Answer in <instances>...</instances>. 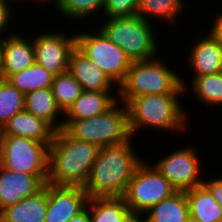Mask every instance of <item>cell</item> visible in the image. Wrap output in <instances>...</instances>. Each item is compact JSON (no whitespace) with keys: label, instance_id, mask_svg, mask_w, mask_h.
<instances>
[{"label":"cell","instance_id":"1","mask_svg":"<svg viewBox=\"0 0 222 222\" xmlns=\"http://www.w3.org/2000/svg\"><path fill=\"white\" fill-rule=\"evenodd\" d=\"M133 138L99 149L89 178L83 186L89 198L123 196L137 167L144 160L137 156L132 145Z\"/></svg>","mask_w":222,"mask_h":222},{"label":"cell","instance_id":"2","mask_svg":"<svg viewBox=\"0 0 222 222\" xmlns=\"http://www.w3.org/2000/svg\"><path fill=\"white\" fill-rule=\"evenodd\" d=\"M99 147L71 137L63 128L49 145L48 181L56 186H80L87 182Z\"/></svg>","mask_w":222,"mask_h":222},{"label":"cell","instance_id":"3","mask_svg":"<svg viewBox=\"0 0 222 222\" xmlns=\"http://www.w3.org/2000/svg\"><path fill=\"white\" fill-rule=\"evenodd\" d=\"M184 92L185 88L181 85L174 93L134 97L127 104L131 136H136L134 134L145 127L155 128L158 131L161 129L170 132H187L186 121L189 120L187 118L189 115L186 114L187 110H183L180 99H178Z\"/></svg>","mask_w":222,"mask_h":222},{"label":"cell","instance_id":"4","mask_svg":"<svg viewBox=\"0 0 222 222\" xmlns=\"http://www.w3.org/2000/svg\"><path fill=\"white\" fill-rule=\"evenodd\" d=\"M157 58L132 62L126 78L118 86V101L127 105L134 97L174 93L181 85L188 90L181 75Z\"/></svg>","mask_w":222,"mask_h":222},{"label":"cell","instance_id":"5","mask_svg":"<svg viewBox=\"0 0 222 222\" xmlns=\"http://www.w3.org/2000/svg\"><path fill=\"white\" fill-rule=\"evenodd\" d=\"M61 121L63 129L71 137L95 144L99 148L122 144L132 137L129 131L128 107L120 101L101 115Z\"/></svg>","mask_w":222,"mask_h":222},{"label":"cell","instance_id":"6","mask_svg":"<svg viewBox=\"0 0 222 222\" xmlns=\"http://www.w3.org/2000/svg\"><path fill=\"white\" fill-rule=\"evenodd\" d=\"M100 30L123 49L132 62L156 58L159 50L152 24L138 15L105 19ZM156 54V55H155Z\"/></svg>","mask_w":222,"mask_h":222},{"label":"cell","instance_id":"7","mask_svg":"<svg viewBox=\"0 0 222 222\" xmlns=\"http://www.w3.org/2000/svg\"><path fill=\"white\" fill-rule=\"evenodd\" d=\"M76 33V47L96 64L118 86L126 78L132 61L125 51L112 43L100 30Z\"/></svg>","mask_w":222,"mask_h":222},{"label":"cell","instance_id":"8","mask_svg":"<svg viewBox=\"0 0 222 222\" xmlns=\"http://www.w3.org/2000/svg\"><path fill=\"white\" fill-rule=\"evenodd\" d=\"M32 138L5 135L1 166L48 181L49 145Z\"/></svg>","mask_w":222,"mask_h":222},{"label":"cell","instance_id":"9","mask_svg":"<svg viewBox=\"0 0 222 222\" xmlns=\"http://www.w3.org/2000/svg\"><path fill=\"white\" fill-rule=\"evenodd\" d=\"M177 190L148 161H143L128 183L123 198L131 213L144 214Z\"/></svg>","mask_w":222,"mask_h":222},{"label":"cell","instance_id":"10","mask_svg":"<svg viewBox=\"0 0 222 222\" xmlns=\"http://www.w3.org/2000/svg\"><path fill=\"white\" fill-rule=\"evenodd\" d=\"M200 158L196 149L185 146L159 159L153 166L177 191L193 189L203 183Z\"/></svg>","mask_w":222,"mask_h":222},{"label":"cell","instance_id":"11","mask_svg":"<svg viewBox=\"0 0 222 222\" xmlns=\"http://www.w3.org/2000/svg\"><path fill=\"white\" fill-rule=\"evenodd\" d=\"M52 32L43 31L42 34L34 36L35 62L57 76L68 71L69 56L76 47V34L69 37L61 31Z\"/></svg>","mask_w":222,"mask_h":222},{"label":"cell","instance_id":"12","mask_svg":"<svg viewBox=\"0 0 222 222\" xmlns=\"http://www.w3.org/2000/svg\"><path fill=\"white\" fill-rule=\"evenodd\" d=\"M88 200V194L83 187L48 183L45 222H67L86 208Z\"/></svg>","mask_w":222,"mask_h":222},{"label":"cell","instance_id":"13","mask_svg":"<svg viewBox=\"0 0 222 222\" xmlns=\"http://www.w3.org/2000/svg\"><path fill=\"white\" fill-rule=\"evenodd\" d=\"M44 186L37 176L11 171L0 165V211L34 195Z\"/></svg>","mask_w":222,"mask_h":222},{"label":"cell","instance_id":"14","mask_svg":"<svg viewBox=\"0 0 222 222\" xmlns=\"http://www.w3.org/2000/svg\"><path fill=\"white\" fill-rule=\"evenodd\" d=\"M26 40L24 35L11 32L3 38V58L1 78L7 79L11 74L21 72L35 63L34 43Z\"/></svg>","mask_w":222,"mask_h":222},{"label":"cell","instance_id":"15","mask_svg":"<svg viewBox=\"0 0 222 222\" xmlns=\"http://www.w3.org/2000/svg\"><path fill=\"white\" fill-rule=\"evenodd\" d=\"M68 71L86 91H114L112 80L83 52L75 47L69 56ZM113 88V89H112Z\"/></svg>","mask_w":222,"mask_h":222},{"label":"cell","instance_id":"16","mask_svg":"<svg viewBox=\"0 0 222 222\" xmlns=\"http://www.w3.org/2000/svg\"><path fill=\"white\" fill-rule=\"evenodd\" d=\"M189 53V67L194 77L222 72V44L209 33L196 38Z\"/></svg>","mask_w":222,"mask_h":222},{"label":"cell","instance_id":"17","mask_svg":"<svg viewBox=\"0 0 222 222\" xmlns=\"http://www.w3.org/2000/svg\"><path fill=\"white\" fill-rule=\"evenodd\" d=\"M48 183L34 195L0 211V222H45Z\"/></svg>","mask_w":222,"mask_h":222},{"label":"cell","instance_id":"18","mask_svg":"<svg viewBox=\"0 0 222 222\" xmlns=\"http://www.w3.org/2000/svg\"><path fill=\"white\" fill-rule=\"evenodd\" d=\"M111 92L83 90L64 113V120L88 119L105 113L118 101V93L113 96Z\"/></svg>","mask_w":222,"mask_h":222},{"label":"cell","instance_id":"19","mask_svg":"<svg viewBox=\"0 0 222 222\" xmlns=\"http://www.w3.org/2000/svg\"><path fill=\"white\" fill-rule=\"evenodd\" d=\"M5 135L32 138L43 143H51L55 130L44 120L25 109L15 114L4 126Z\"/></svg>","mask_w":222,"mask_h":222},{"label":"cell","instance_id":"20","mask_svg":"<svg viewBox=\"0 0 222 222\" xmlns=\"http://www.w3.org/2000/svg\"><path fill=\"white\" fill-rule=\"evenodd\" d=\"M143 217L144 222H188L190 212L185 191H176L153 205Z\"/></svg>","mask_w":222,"mask_h":222},{"label":"cell","instance_id":"21","mask_svg":"<svg viewBox=\"0 0 222 222\" xmlns=\"http://www.w3.org/2000/svg\"><path fill=\"white\" fill-rule=\"evenodd\" d=\"M25 110L47 122L55 131L63 128V122L58 123L57 120L58 115L64 116V113L58 107L51 88H41L25 94Z\"/></svg>","mask_w":222,"mask_h":222},{"label":"cell","instance_id":"22","mask_svg":"<svg viewBox=\"0 0 222 222\" xmlns=\"http://www.w3.org/2000/svg\"><path fill=\"white\" fill-rule=\"evenodd\" d=\"M193 222H222V207L203 185L185 191Z\"/></svg>","mask_w":222,"mask_h":222},{"label":"cell","instance_id":"23","mask_svg":"<svg viewBox=\"0 0 222 222\" xmlns=\"http://www.w3.org/2000/svg\"><path fill=\"white\" fill-rule=\"evenodd\" d=\"M87 207L90 222H123L131 214L122 196L89 198Z\"/></svg>","mask_w":222,"mask_h":222},{"label":"cell","instance_id":"24","mask_svg":"<svg viewBox=\"0 0 222 222\" xmlns=\"http://www.w3.org/2000/svg\"><path fill=\"white\" fill-rule=\"evenodd\" d=\"M53 79L54 75L37 62L21 72L11 74L7 78L23 94L41 88H51Z\"/></svg>","mask_w":222,"mask_h":222},{"label":"cell","instance_id":"25","mask_svg":"<svg viewBox=\"0 0 222 222\" xmlns=\"http://www.w3.org/2000/svg\"><path fill=\"white\" fill-rule=\"evenodd\" d=\"M183 8H186L184 0H140L137 15L149 22L151 17L161 18L175 26L177 15L183 13Z\"/></svg>","mask_w":222,"mask_h":222},{"label":"cell","instance_id":"26","mask_svg":"<svg viewBox=\"0 0 222 222\" xmlns=\"http://www.w3.org/2000/svg\"><path fill=\"white\" fill-rule=\"evenodd\" d=\"M191 89L196 99L206 103L207 107L222 105V72L193 77Z\"/></svg>","mask_w":222,"mask_h":222},{"label":"cell","instance_id":"27","mask_svg":"<svg viewBox=\"0 0 222 222\" xmlns=\"http://www.w3.org/2000/svg\"><path fill=\"white\" fill-rule=\"evenodd\" d=\"M51 89L56 103L63 113L67 111L83 91L81 84L69 71L54 76Z\"/></svg>","mask_w":222,"mask_h":222},{"label":"cell","instance_id":"28","mask_svg":"<svg viewBox=\"0 0 222 222\" xmlns=\"http://www.w3.org/2000/svg\"><path fill=\"white\" fill-rule=\"evenodd\" d=\"M25 109V94L7 79L0 78V126H4L15 114Z\"/></svg>","mask_w":222,"mask_h":222},{"label":"cell","instance_id":"29","mask_svg":"<svg viewBox=\"0 0 222 222\" xmlns=\"http://www.w3.org/2000/svg\"><path fill=\"white\" fill-rule=\"evenodd\" d=\"M104 0H60L56 6L61 16L76 20H84L96 12L102 13Z\"/></svg>","mask_w":222,"mask_h":222},{"label":"cell","instance_id":"30","mask_svg":"<svg viewBox=\"0 0 222 222\" xmlns=\"http://www.w3.org/2000/svg\"><path fill=\"white\" fill-rule=\"evenodd\" d=\"M140 0H104L103 16L106 19L138 14Z\"/></svg>","mask_w":222,"mask_h":222},{"label":"cell","instance_id":"31","mask_svg":"<svg viewBox=\"0 0 222 222\" xmlns=\"http://www.w3.org/2000/svg\"><path fill=\"white\" fill-rule=\"evenodd\" d=\"M10 1L12 0H0V39L5 38L2 34L5 30L8 31L6 28L10 24L9 21L11 20L12 16H14L12 13L13 7L11 6Z\"/></svg>","mask_w":222,"mask_h":222},{"label":"cell","instance_id":"32","mask_svg":"<svg viewBox=\"0 0 222 222\" xmlns=\"http://www.w3.org/2000/svg\"><path fill=\"white\" fill-rule=\"evenodd\" d=\"M211 193L214 200L222 207V176L217 179L203 180L202 183Z\"/></svg>","mask_w":222,"mask_h":222},{"label":"cell","instance_id":"33","mask_svg":"<svg viewBox=\"0 0 222 222\" xmlns=\"http://www.w3.org/2000/svg\"><path fill=\"white\" fill-rule=\"evenodd\" d=\"M215 16L213 20L214 24H211L213 26L210 28L209 34L222 44V11Z\"/></svg>","mask_w":222,"mask_h":222},{"label":"cell","instance_id":"34","mask_svg":"<svg viewBox=\"0 0 222 222\" xmlns=\"http://www.w3.org/2000/svg\"><path fill=\"white\" fill-rule=\"evenodd\" d=\"M67 222H90L89 208L86 206L83 211L69 219Z\"/></svg>","mask_w":222,"mask_h":222},{"label":"cell","instance_id":"35","mask_svg":"<svg viewBox=\"0 0 222 222\" xmlns=\"http://www.w3.org/2000/svg\"><path fill=\"white\" fill-rule=\"evenodd\" d=\"M143 215L131 213L128 217H126L123 222H144Z\"/></svg>","mask_w":222,"mask_h":222},{"label":"cell","instance_id":"36","mask_svg":"<svg viewBox=\"0 0 222 222\" xmlns=\"http://www.w3.org/2000/svg\"><path fill=\"white\" fill-rule=\"evenodd\" d=\"M4 139H5V134L3 131V127L0 126V165L2 164L3 160Z\"/></svg>","mask_w":222,"mask_h":222},{"label":"cell","instance_id":"37","mask_svg":"<svg viewBox=\"0 0 222 222\" xmlns=\"http://www.w3.org/2000/svg\"><path fill=\"white\" fill-rule=\"evenodd\" d=\"M2 58H3V39H0V78L2 70Z\"/></svg>","mask_w":222,"mask_h":222},{"label":"cell","instance_id":"38","mask_svg":"<svg viewBox=\"0 0 222 222\" xmlns=\"http://www.w3.org/2000/svg\"><path fill=\"white\" fill-rule=\"evenodd\" d=\"M29 1V0H28ZM31 1V0H30ZM38 2V3H41V5H42V3H44V5L46 4V1L47 2H49L50 0H35L34 2ZM40 1V2H39ZM54 1V5H57L58 4V2L60 1V0H53ZM51 2V4H53V2H52V0L50 1Z\"/></svg>","mask_w":222,"mask_h":222}]
</instances>
